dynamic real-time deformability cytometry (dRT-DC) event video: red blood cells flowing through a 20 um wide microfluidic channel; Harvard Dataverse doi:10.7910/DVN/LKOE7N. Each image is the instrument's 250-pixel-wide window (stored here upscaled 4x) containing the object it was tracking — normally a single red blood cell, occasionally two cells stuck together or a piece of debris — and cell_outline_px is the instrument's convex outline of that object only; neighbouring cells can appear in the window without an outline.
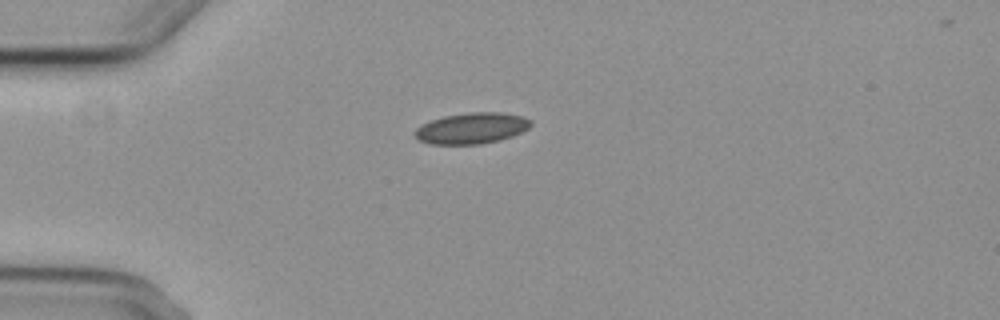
{"species": "common noctule bat (a hibernating species)", "species_latin": "Nyctalus noctula", "temperature_condition": "cold", "stored_images_in_passage": 6, "camera_frame_rate_fps": 3000, "um_per_image_px": 0.085, "animal": {"sex": "female", "body_mass_g": 29.2, "forearm_length_mm": 56.3}, "frame": {"image": 1, "passage_image": 6, "time_ms": 6.667, "image_size_px": [1000, 320], "cell_outline_px": [[532, 124], [528, 128], [512, 136], [500, 140], [480, 144], [428, 144], [420, 140], [412, 132], [416, 128], [432, 120], [444, 116], [468, 112], [504, 112], [524, 116], [532, 120]], "centroid_in_image_um": [40.12, 10.89], "position_along_channel_um": 44.9, "area_um2": 21.04}}